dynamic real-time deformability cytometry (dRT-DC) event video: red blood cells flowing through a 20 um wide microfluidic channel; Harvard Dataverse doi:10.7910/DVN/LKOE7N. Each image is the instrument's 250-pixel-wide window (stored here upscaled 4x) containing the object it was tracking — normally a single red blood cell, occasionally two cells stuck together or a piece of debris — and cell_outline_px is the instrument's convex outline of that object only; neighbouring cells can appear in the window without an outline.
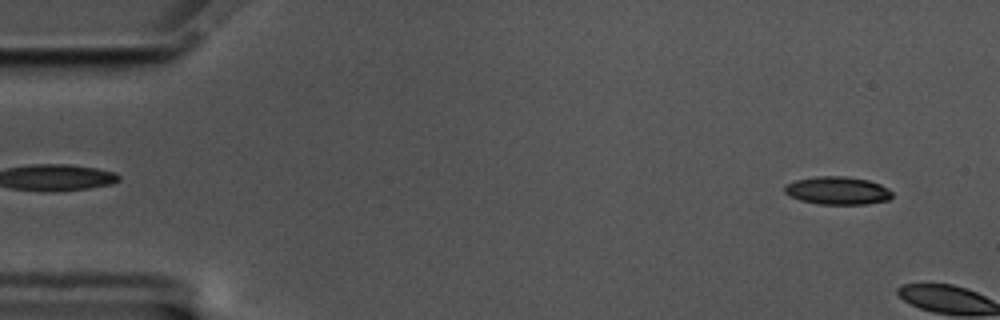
{"species": "common noctule bat (a hibernating species)", "species_latin": "Nyctalus noctula", "temperature_condition": "cold", "stored_images_in_passage": 7, "camera_frame_rate_fps": 3000, "um_per_image_px": 0.085, "animal": {"sex": "male", "body_mass_g": 17.5, "forearm_length_mm": 52.3}, "frame": {"image": 1, "passage_image": 4, "time_ms": 1.0, "image_size_px": [1000, 320], "cell_outline_px": [[892, 196], [888, 200], [868, 204], [820, 204], [800, 200], [784, 192], [784, 184], [796, 180], [816, 176], [844, 176], [868, 180], [880, 184], [888, 188], [892, 192]], "centroid_in_image_um": [71.19, 16.19], "position_along_channel_um": 13.8, "area_um2": 17.51}}